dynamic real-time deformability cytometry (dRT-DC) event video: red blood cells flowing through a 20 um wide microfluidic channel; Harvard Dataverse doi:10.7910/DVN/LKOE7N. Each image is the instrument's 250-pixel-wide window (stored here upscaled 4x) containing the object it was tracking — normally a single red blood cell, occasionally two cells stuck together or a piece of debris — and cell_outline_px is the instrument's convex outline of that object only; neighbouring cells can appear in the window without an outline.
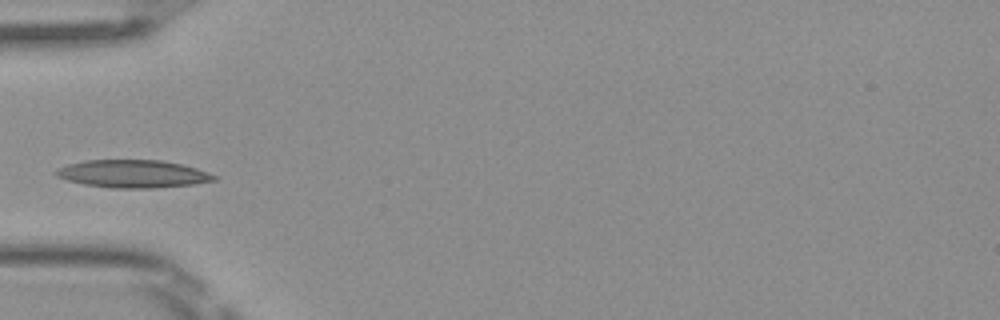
{"species": "Egyptian fruit bat (a non-hibernating species)", "species_latin": "Rousettus aegyptiacus", "temperature_condition": "room temperature", "stored_images_in_passage": 35, "camera_frame_rate_fps": 3000, "um_per_image_px": 0.085, "frame": {"image": 1, "passage_image": 1, "time_ms": 0.0, "image_size_px": [1000, 320], "cell_outline_px": [[216, 180], [192, 184], [156, 188], [112, 188], [84, 184], [68, 180], [56, 176], [52, 172], [56, 168], [68, 164], [84, 160], [160, 160], [184, 164], [208, 172], [216, 176]], "centroid_in_image_um": [11.27, 14.77], "position_along_channel_um": 73.7, "area_um2": 25.66}}
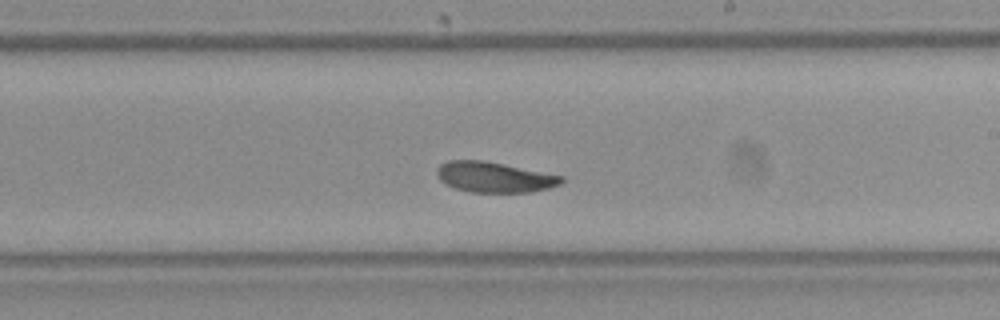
{"frame": {"image": 2, "passage_image": 14, "time_ms": 4.333, "image_size_px": [1000, 320], "cell_outline_px": [[564, 180], [560, 184], [548, 188], [532, 192], [468, 192], [456, 188], [440, 180], [436, 172], [436, 168], [440, 164], [448, 160], [484, 160], [564, 176]], "centroid_in_image_um": [42.01, 15.05], "position_along_channel_um": 247.0, "area_um2": 22.08}}
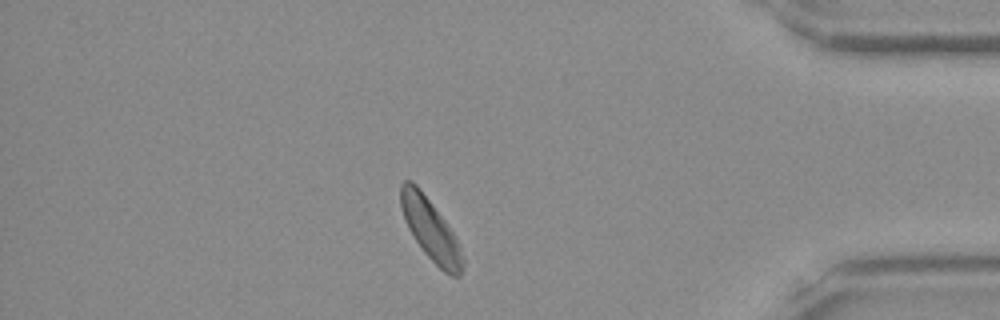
{"frame": {"image": 3, "passage_image": 28, "time_ms": 9.0, "image_size_px": [1000, 320], "cell_outline_px": [[464, 264], [460, 276], [452, 276], [444, 272], [424, 252], [408, 228], [404, 220], [400, 204], [400, 184], [404, 180], [412, 180], [420, 188], [456, 236], [464, 260]], "centroid_in_image_um": [36.59, 19.5], "position_along_channel_um": 398.6, "area_um2": 22.02}, "authors_computed_cell_mechanics": {"area_um2": 22.542, "velocity_mm_per_s": 3.985, "shape_relaxation_time_tau1_ms": 5.0121, "shape_relaxation_time_tau2_ms": null, "deformation_change_tau1": 0.1419, "deformation_change_tau2": null}}